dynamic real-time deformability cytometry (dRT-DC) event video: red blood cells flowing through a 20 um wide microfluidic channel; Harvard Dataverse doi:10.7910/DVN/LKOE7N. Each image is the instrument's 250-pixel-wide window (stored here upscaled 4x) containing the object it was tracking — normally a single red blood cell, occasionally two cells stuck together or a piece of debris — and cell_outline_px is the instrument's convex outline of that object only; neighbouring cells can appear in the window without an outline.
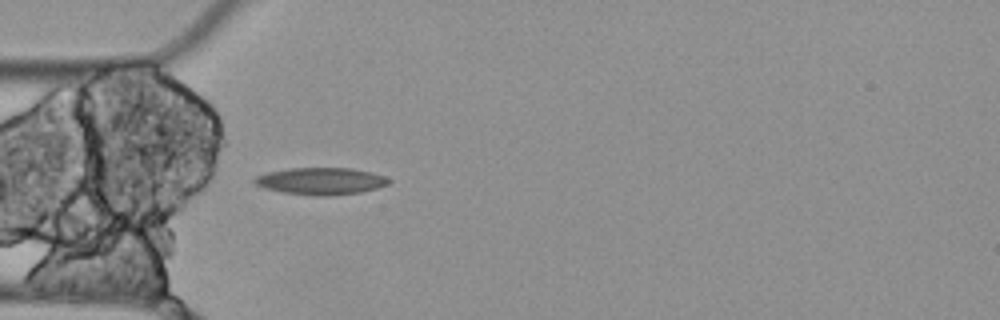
{"species": "Egyptian fruit bat (a non-hibernating species)", "species_latin": "Rousettus aegyptiacus", "temperature_condition": "cold", "stored_images_in_passage": 3, "camera_frame_rate_fps": 3000, "um_per_image_px": 0.085, "animal": {"sex": "female"}, "frame": {"image": 1, "passage_image": 3, "time_ms": 0.667, "image_size_px": [1000, 320], "cell_outline_px": [[392, 180], [388, 184], [376, 188], [360, 192], [328, 196], [324, 196], [284, 192], [264, 188], [256, 184], [252, 180], [256, 176], [264, 172], [288, 168], [352, 168], [372, 172], [384, 176]], "centroid_in_image_um": [27.26, 15.38], "position_along_channel_um": 57.7, "area_um2": 21.1}}